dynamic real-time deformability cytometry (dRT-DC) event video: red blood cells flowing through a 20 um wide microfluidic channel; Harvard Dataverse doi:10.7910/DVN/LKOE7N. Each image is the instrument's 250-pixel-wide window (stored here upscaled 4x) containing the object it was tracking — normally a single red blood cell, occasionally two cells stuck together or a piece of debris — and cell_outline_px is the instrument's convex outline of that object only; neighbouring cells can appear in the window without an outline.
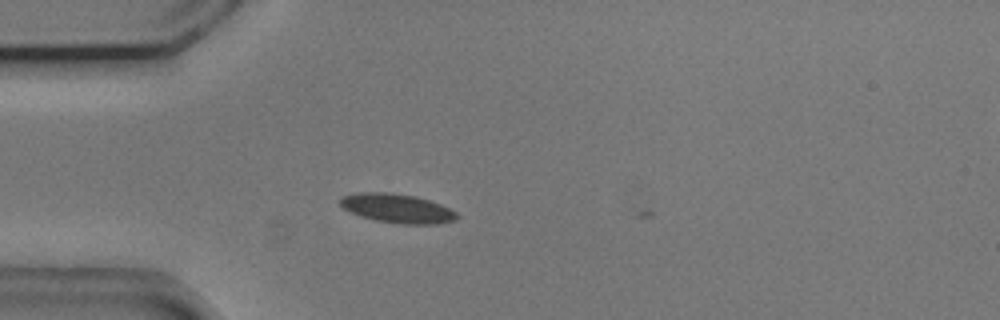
{"species": "common noctule bat (a hibernating species)", "species_latin": "Nyctalus noctula", "temperature_condition": "cold", "stored_images_in_passage": 7, "camera_frame_rate_fps": 3000, "um_per_image_px": 0.085, "animal": {"sex": "male", "body_mass_g": 20.5, "forearm_length_mm": 52.5}, "frame": {"image": 1, "passage_image": 2, "time_ms": 0.333, "image_size_px": [1000, 320], "cell_outline_px": [[460, 216], [456, 220], [436, 224], [404, 224], [376, 220], [360, 216], [344, 208], [340, 204], [340, 200], [344, 196], [356, 192], [388, 192], [416, 196], [440, 204], [456, 212]], "centroid_in_image_um": [33.78, 17.71], "position_along_channel_um": 51.2, "area_um2": 19.65}}